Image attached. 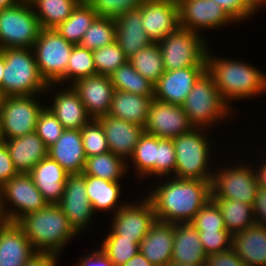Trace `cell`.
<instances>
[{
	"instance_id": "6da1fadb",
	"label": "cell",
	"mask_w": 266,
	"mask_h": 266,
	"mask_svg": "<svg viewBox=\"0 0 266 266\" xmlns=\"http://www.w3.org/2000/svg\"><path fill=\"white\" fill-rule=\"evenodd\" d=\"M152 192V193H151ZM148 199L156 221L165 223L191 222L211 199V181L177 178L156 186Z\"/></svg>"
},
{
	"instance_id": "7a4b0ae2",
	"label": "cell",
	"mask_w": 266,
	"mask_h": 266,
	"mask_svg": "<svg viewBox=\"0 0 266 266\" xmlns=\"http://www.w3.org/2000/svg\"><path fill=\"white\" fill-rule=\"evenodd\" d=\"M29 239L35 252L59 254L77 232L58 204L30 212L16 222Z\"/></svg>"
},
{
	"instance_id": "3957f363",
	"label": "cell",
	"mask_w": 266,
	"mask_h": 266,
	"mask_svg": "<svg viewBox=\"0 0 266 266\" xmlns=\"http://www.w3.org/2000/svg\"><path fill=\"white\" fill-rule=\"evenodd\" d=\"M206 53V71L213 77L219 94L228 104L266 91V74L245 62L218 59ZM217 58V59H216Z\"/></svg>"
},
{
	"instance_id": "277c9868",
	"label": "cell",
	"mask_w": 266,
	"mask_h": 266,
	"mask_svg": "<svg viewBox=\"0 0 266 266\" xmlns=\"http://www.w3.org/2000/svg\"><path fill=\"white\" fill-rule=\"evenodd\" d=\"M5 56L2 93L4 97L34 95L49 90L41 77L32 48H2Z\"/></svg>"
},
{
	"instance_id": "5b68a950",
	"label": "cell",
	"mask_w": 266,
	"mask_h": 266,
	"mask_svg": "<svg viewBox=\"0 0 266 266\" xmlns=\"http://www.w3.org/2000/svg\"><path fill=\"white\" fill-rule=\"evenodd\" d=\"M229 104L219 94L213 77L205 71L193 85L182 104L190 123L195 128L212 126L230 115Z\"/></svg>"
},
{
	"instance_id": "8992f818",
	"label": "cell",
	"mask_w": 266,
	"mask_h": 266,
	"mask_svg": "<svg viewBox=\"0 0 266 266\" xmlns=\"http://www.w3.org/2000/svg\"><path fill=\"white\" fill-rule=\"evenodd\" d=\"M41 29L28 0L0 9V49L32 48Z\"/></svg>"
},
{
	"instance_id": "52a82bcc",
	"label": "cell",
	"mask_w": 266,
	"mask_h": 266,
	"mask_svg": "<svg viewBox=\"0 0 266 266\" xmlns=\"http://www.w3.org/2000/svg\"><path fill=\"white\" fill-rule=\"evenodd\" d=\"M201 128L172 139L176 153L175 176L177 178L211 181L213 173L208 171L209 142Z\"/></svg>"
},
{
	"instance_id": "ba28073f",
	"label": "cell",
	"mask_w": 266,
	"mask_h": 266,
	"mask_svg": "<svg viewBox=\"0 0 266 266\" xmlns=\"http://www.w3.org/2000/svg\"><path fill=\"white\" fill-rule=\"evenodd\" d=\"M73 46L55 29H41L32 49L40 75L47 84L66 81V70Z\"/></svg>"
},
{
	"instance_id": "9c48e42d",
	"label": "cell",
	"mask_w": 266,
	"mask_h": 266,
	"mask_svg": "<svg viewBox=\"0 0 266 266\" xmlns=\"http://www.w3.org/2000/svg\"><path fill=\"white\" fill-rule=\"evenodd\" d=\"M199 33L179 27L158 42L165 71L206 65L207 43Z\"/></svg>"
},
{
	"instance_id": "30bf717a",
	"label": "cell",
	"mask_w": 266,
	"mask_h": 266,
	"mask_svg": "<svg viewBox=\"0 0 266 266\" xmlns=\"http://www.w3.org/2000/svg\"><path fill=\"white\" fill-rule=\"evenodd\" d=\"M34 95L7 96L3 98L0 110V132L2 140L18 138L35 132L40 105Z\"/></svg>"
},
{
	"instance_id": "8fae6325",
	"label": "cell",
	"mask_w": 266,
	"mask_h": 266,
	"mask_svg": "<svg viewBox=\"0 0 266 266\" xmlns=\"http://www.w3.org/2000/svg\"><path fill=\"white\" fill-rule=\"evenodd\" d=\"M0 193L2 209L9 222H17L24 215L43 209L48 205L29 173H17L0 187ZM4 201L12 202L11 204L15 206L16 210L13 208L8 210Z\"/></svg>"
},
{
	"instance_id": "7c38bea8",
	"label": "cell",
	"mask_w": 266,
	"mask_h": 266,
	"mask_svg": "<svg viewBox=\"0 0 266 266\" xmlns=\"http://www.w3.org/2000/svg\"><path fill=\"white\" fill-rule=\"evenodd\" d=\"M221 170L212 176V199L238 200L253 206L259 189L254 169L241 164Z\"/></svg>"
},
{
	"instance_id": "4fadbf2b",
	"label": "cell",
	"mask_w": 266,
	"mask_h": 266,
	"mask_svg": "<svg viewBox=\"0 0 266 266\" xmlns=\"http://www.w3.org/2000/svg\"><path fill=\"white\" fill-rule=\"evenodd\" d=\"M113 215L111 232L107 236H121V239H136L139 243L145 238L156 222L155 212L146 197L136 205H120Z\"/></svg>"
},
{
	"instance_id": "5bb4252c",
	"label": "cell",
	"mask_w": 266,
	"mask_h": 266,
	"mask_svg": "<svg viewBox=\"0 0 266 266\" xmlns=\"http://www.w3.org/2000/svg\"><path fill=\"white\" fill-rule=\"evenodd\" d=\"M193 128L182 105L152 100L144 126L145 133L158 138L174 139Z\"/></svg>"
},
{
	"instance_id": "9a60e30c",
	"label": "cell",
	"mask_w": 266,
	"mask_h": 266,
	"mask_svg": "<svg viewBox=\"0 0 266 266\" xmlns=\"http://www.w3.org/2000/svg\"><path fill=\"white\" fill-rule=\"evenodd\" d=\"M180 27L199 33V29H214L234 20L218 4L211 0H180Z\"/></svg>"
},
{
	"instance_id": "2e32d148",
	"label": "cell",
	"mask_w": 266,
	"mask_h": 266,
	"mask_svg": "<svg viewBox=\"0 0 266 266\" xmlns=\"http://www.w3.org/2000/svg\"><path fill=\"white\" fill-rule=\"evenodd\" d=\"M58 205L78 233L86 229L94 215L86 192L85 177L82 174L68 175L64 192Z\"/></svg>"
},
{
	"instance_id": "e0dca14e",
	"label": "cell",
	"mask_w": 266,
	"mask_h": 266,
	"mask_svg": "<svg viewBox=\"0 0 266 266\" xmlns=\"http://www.w3.org/2000/svg\"><path fill=\"white\" fill-rule=\"evenodd\" d=\"M206 71V65L179 68L165 71L159 81L154 85V99L182 105L193 85Z\"/></svg>"
},
{
	"instance_id": "ac0fdd59",
	"label": "cell",
	"mask_w": 266,
	"mask_h": 266,
	"mask_svg": "<svg viewBox=\"0 0 266 266\" xmlns=\"http://www.w3.org/2000/svg\"><path fill=\"white\" fill-rule=\"evenodd\" d=\"M144 31L152 42H160L179 27V7L167 1L145 2L139 7Z\"/></svg>"
},
{
	"instance_id": "d6986e66",
	"label": "cell",
	"mask_w": 266,
	"mask_h": 266,
	"mask_svg": "<svg viewBox=\"0 0 266 266\" xmlns=\"http://www.w3.org/2000/svg\"><path fill=\"white\" fill-rule=\"evenodd\" d=\"M71 86L77 92L92 119L108 115L115 91L110 76L96 74L81 78Z\"/></svg>"
},
{
	"instance_id": "ffe728a7",
	"label": "cell",
	"mask_w": 266,
	"mask_h": 266,
	"mask_svg": "<svg viewBox=\"0 0 266 266\" xmlns=\"http://www.w3.org/2000/svg\"><path fill=\"white\" fill-rule=\"evenodd\" d=\"M97 120L104 129L109 151L121 158H130L145 132L144 127L110 115L99 117Z\"/></svg>"
},
{
	"instance_id": "44dd1931",
	"label": "cell",
	"mask_w": 266,
	"mask_h": 266,
	"mask_svg": "<svg viewBox=\"0 0 266 266\" xmlns=\"http://www.w3.org/2000/svg\"><path fill=\"white\" fill-rule=\"evenodd\" d=\"M48 156L69 174H82L86 155L81 129H65L60 138L48 148Z\"/></svg>"
},
{
	"instance_id": "7402d4cb",
	"label": "cell",
	"mask_w": 266,
	"mask_h": 266,
	"mask_svg": "<svg viewBox=\"0 0 266 266\" xmlns=\"http://www.w3.org/2000/svg\"><path fill=\"white\" fill-rule=\"evenodd\" d=\"M174 223L156 221L139 244V251L153 266H168L172 261Z\"/></svg>"
},
{
	"instance_id": "603a6c76",
	"label": "cell",
	"mask_w": 266,
	"mask_h": 266,
	"mask_svg": "<svg viewBox=\"0 0 266 266\" xmlns=\"http://www.w3.org/2000/svg\"><path fill=\"white\" fill-rule=\"evenodd\" d=\"M34 252L16 222L7 221L0 227V266H24Z\"/></svg>"
},
{
	"instance_id": "cb8c5ba5",
	"label": "cell",
	"mask_w": 266,
	"mask_h": 266,
	"mask_svg": "<svg viewBox=\"0 0 266 266\" xmlns=\"http://www.w3.org/2000/svg\"><path fill=\"white\" fill-rule=\"evenodd\" d=\"M29 174L48 204L60 202L69 174L59 163L47 156L38 162Z\"/></svg>"
},
{
	"instance_id": "d4e9b609",
	"label": "cell",
	"mask_w": 266,
	"mask_h": 266,
	"mask_svg": "<svg viewBox=\"0 0 266 266\" xmlns=\"http://www.w3.org/2000/svg\"><path fill=\"white\" fill-rule=\"evenodd\" d=\"M3 142L18 173H29L38 162L48 156V147L35 132Z\"/></svg>"
},
{
	"instance_id": "484cf974",
	"label": "cell",
	"mask_w": 266,
	"mask_h": 266,
	"mask_svg": "<svg viewBox=\"0 0 266 266\" xmlns=\"http://www.w3.org/2000/svg\"><path fill=\"white\" fill-rule=\"evenodd\" d=\"M231 248L247 266H266V227L254 223L233 234Z\"/></svg>"
},
{
	"instance_id": "4316f807",
	"label": "cell",
	"mask_w": 266,
	"mask_h": 266,
	"mask_svg": "<svg viewBox=\"0 0 266 266\" xmlns=\"http://www.w3.org/2000/svg\"><path fill=\"white\" fill-rule=\"evenodd\" d=\"M196 227L191 222L174 223V245L171 263L201 264L206 262Z\"/></svg>"
},
{
	"instance_id": "83f0119b",
	"label": "cell",
	"mask_w": 266,
	"mask_h": 266,
	"mask_svg": "<svg viewBox=\"0 0 266 266\" xmlns=\"http://www.w3.org/2000/svg\"><path fill=\"white\" fill-rule=\"evenodd\" d=\"M116 41L129 59L152 41L144 31L141 10H131L115 18Z\"/></svg>"
},
{
	"instance_id": "f1b7e54d",
	"label": "cell",
	"mask_w": 266,
	"mask_h": 266,
	"mask_svg": "<svg viewBox=\"0 0 266 266\" xmlns=\"http://www.w3.org/2000/svg\"><path fill=\"white\" fill-rule=\"evenodd\" d=\"M54 97L51 107L48 108L64 129H82L92 120L77 92L71 86Z\"/></svg>"
},
{
	"instance_id": "f546056e",
	"label": "cell",
	"mask_w": 266,
	"mask_h": 266,
	"mask_svg": "<svg viewBox=\"0 0 266 266\" xmlns=\"http://www.w3.org/2000/svg\"><path fill=\"white\" fill-rule=\"evenodd\" d=\"M154 98L115 90L108 115L140 126H145Z\"/></svg>"
},
{
	"instance_id": "4dcf8cb0",
	"label": "cell",
	"mask_w": 266,
	"mask_h": 266,
	"mask_svg": "<svg viewBox=\"0 0 266 266\" xmlns=\"http://www.w3.org/2000/svg\"><path fill=\"white\" fill-rule=\"evenodd\" d=\"M42 29H54L63 23L82 0H28ZM36 7V8H34ZM37 9V11H36Z\"/></svg>"
},
{
	"instance_id": "1f68e13d",
	"label": "cell",
	"mask_w": 266,
	"mask_h": 266,
	"mask_svg": "<svg viewBox=\"0 0 266 266\" xmlns=\"http://www.w3.org/2000/svg\"><path fill=\"white\" fill-rule=\"evenodd\" d=\"M97 17V12L85 0H82L72 14L54 29L69 43L79 45L85 31Z\"/></svg>"
},
{
	"instance_id": "d6a6232c",
	"label": "cell",
	"mask_w": 266,
	"mask_h": 266,
	"mask_svg": "<svg viewBox=\"0 0 266 266\" xmlns=\"http://www.w3.org/2000/svg\"><path fill=\"white\" fill-rule=\"evenodd\" d=\"M85 177L86 192L92 205L93 212L97 210H112L118 207L120 195L119 182L104 180L102 178L83 175Z\"/></svg>"
},
{
	"instance_id": "836d02e7",
	"label": "cell",
	"mask_w": 266,
	"mask_h": 266,
	"mask_svg": "<svg viewBox=\"0 0 266 266\" xmlns=\"http://www.w3.org/2000/svg\"><path fill=\"white\" fill-rule=\"evenodd\" d=\"M220 208L226 230L237 234L256 223L253 206L238 200L212 199Z\"/></svg>"
},
{
	"instance_id": "e575fe53",
	"label": "cell",
	"mask_w": 266,
	"mask_h": 266,
	"mask_svg": "<svg viewBox=\"0 0 266 266\" xmlns=\"http://www.w3.org/2000/svg\"><path fill=\"white\" fill-rule=\"evenodd\" d=\"M125 160L112 152L87 157L82 175H89L104 180L120 182L127 168Z\"/></svg>"
},
{
	"instance_id": "d590c367",
	"label": "cell",
	"mask_w": 266,
	"mask_h": 266,
	"mask_svg": "<svg viewBox=\"0 0 266 266\" xmlns=\"http://www.w3.org/2000/svg\"><path fill=\"white\" fill-rule=\"evenodd\" d=\"M109 76L114 90L154 98V84L138 73L129 61Z\"/></svg>"
},
{
	"instance_id": "8d00e7d4",
	"label": "cell",
	"mask_w": 266,
	"mask_h": 266,
	"mask_svg": "<svg viewBox=\"0 0 266 266\" xmlns=\"http://www.w3.org/2000/svg\"><path fill=\"white\" fill-rule=\"evenodd\" d=\"M128 61L138 73L154 85L165 72L162 53L157 42H152L139 50Z\"/></svg>"
},
{
	"instance_id": "74e56055",
	"label": "cell",
	"mask_w": 266,
	"mask_h": 266,
	"mask_svg": "<svg viewBox=\"0 0 266 266\" xmlns=\"http://www.w3.org/2000/svg\"><path fill=\"white\" fill-rule=\"evenodd\" d=\"M130 158L140 176H157V137L144 132Z\"/></svg>"
},
{
	"instance_id": "f35d334b",
	"label": "cell",
	"mask_w": 266,
	"mask_h": 266,
	"mask_svg": "<svg viewBox=\"0 0 266 266\" xmlns=\"http://www.w3.org/2000/svg\"><path fill=\"white\" fill-rule=\"evenodd\" d=\"M116 41L115 18L98 16L85 31L80 46L95 50Z\"/></svg>"
},
{
	"instance_id": "ab89813d",
	"label": "cell",
	"mask_w": 266,
	"mask_h": 266,
	"mask_svg": "<svg viewBox=\"0 0 266 266\" xmlns=\"http://www.w3.org/2000/svg\"><path fill=\"white\" fill-rule=\"evenodd\" d=\"M96 74L92 50L86 49L80 45H74L68 60L66 80H71L72 84L81 78Z\"/></svg>"
},
{
	"instance_id": "60d3db41",
	"label": "cell",
	"mask_w": 266,
	"mask_h": 266,
	"mask_svg": "<svg viewBox=\"0 0 266 266\" xmlns=\"http://www.w3.org/2000/svg\"><path fill=\"white\" fill-rule=\"evenodd\" d=\"M139 244L136 239L107 236L102 243L101 251L114 266H121L139 252Z\"/></svg>"
},
{
	"instance_id": "b9f144b4",
	"label": "cell",
	"mask_w": 266,
	"mask_h": 266,
	"mask_svg": "<svg viewBox=\"0 0 266 266\" xmlns=\"http://www.w3.org/2000/svg\"><path fill=\"white\" fill-rule=\"evenodd\" d=\"M97 74H112L119 66L125 64L128 58L117 41L92 51Z\"/></svg>"
},
{
	"instance_id": "7bdbcfd3",
	"label": "cell",
	"mask_w": 266,
	"mask_h": 266,
	"mask_svg": "<svg viewBox=\"0 0 266 266\" xmlns=\"http://www.w3.org/2000/svg\"><path fill=\"white\" fill-rule=\"evenodd\" d=\"M81 134L86 158L109 151L104 129L97 119H92L87 123L81 129Z\"/></svg>"
},
{
	"instance_id": "ee69618b",
	"label": "cell",
	"mask_w": 266,
	"mask_h": 266,
	"mask_svg": "<svg viewBox=\"0 0 266 266\" xmlns=\"http://www.w3.org/2000/svg\"><path fill=\"white\" fill-rule=\"evenodd\" d=\"M64 127L48 107H44L40 112L35 127V133L42 139L49 148L62 135Z\"/></svg>"
},
{
	"instance_id": "f6af8a7d",
	"label": "cell",
	"mask_w": 266,
	"mask_h": 266,
	"mask_svg": "<svg viewBox=\"0 0 266 266\" xmlns=\"http://www.w3.org/2000/svg\"><path fill=\"white\" fill-rule=\"evenodd\" d=\"M191 223L196 230L227 231L221 210L212 199L198 211Z\"/></svg>"
},
{
	"instance_id": "bcb514c9",
	"label": "cell",
	"mask_w": 266,
	"mask_h": 266,
	"mask_svg": "<svg viewBox=\"0 0 266 266\" xmlns=\"http://www.w3.org/2000/svg\"><path fill=\"white\" fill-rule=\"evenodd\" d=\"M102 17L116 18L138 9L145 0H85Z\"/></svg>"
},
{
	"instance_id": "7dc6e473",
	"label": "cell",
	"mask_w": 266,
	"mask_h": 266,
	"mask_svg": "<svg viewBox=\"0 0 266 266\" xmlns=\"http://www.w3.org/2000/svg\"><path fill=\"white\" fill-rule=\"evenodd\" d=\"M175 169L176 153L173 140L157 137V175L167 176L171 175L170 172L175 174Z\"/></svg>"
},
{
	"instance_id": "c3c4849f",
	"label": "cell",
	"mask_w": 266,
	"mask_h": 266,
	"mask_svg": "<svg viewBox=\"0 0 266 266\" xmlns=\"http://www.w3.org/2000/svg\"><path fill=\"white\" fill-rule=\"evenodd\" d=\"M197 231L207 256L231 248L232 235L228 231Z\"/></svg>"
},
{
	"instance_id": "681fc988",
	"label": "cell",
	"mask_w": 266,
	"mask_h": 266,
	"mask_svg": "<svg viewBox=\"0 0 266 266\" xmlns=\"http://www.w3.org/2000/svg\"><path fill=\"white\" fill-rule=\"evenodd\" d=\"M222 7L225 12L236 22L247 19L257 7L250 0H211ZM247 17V18H246Z\"/></svg>"
},
{
	"instance_id": "f907efd6",
	"label": "cell",
	"mask_w": 266,
	"mask_h": 266,
	"mask_svg": "<svg viewBox=\"0 0 266 266\" xmlns=\"http://www.w3.org/2000/svg\"><path fill=\"white\" fill-rule=\"evenodd\" d=\"M207 266H247L233 251L232 248L208 255L206 258Z\"/></svg>"
},
{
	"instance_id": "816d5d0a",
	"label": "cell",
	"mask_w": 266,
	"mask_h": 266,
	"mask_svg": "<svg viewBox=\"0 0 266 266\" xmlns=\"http://www.w3.org/2000/svg\"><path fill=\"white\" fill-rule=\"evenodd\" d=\"M17 173L13 166L9 150L3 142L0 145V187Z\"/></svg>"
},
{
	"instance_id": "f5cc1de1",
	"label": "cell",
	"mask_w": 266,
	"mask_h": 266,
	"mask_svg": "<svg viewBox=\"0 0 266 266\" xmlns=\"http://www.w3.org/2000/svg\"><path fill=\"white\" fill-rule=\"evenodd\" d=\"M255 221L266 227V190L259 188L253 203Z\"/></svg>"
},
{
	"instance_id": "db71d44e",
	"label": "cell",
	"mask_w": 266,
	"mask_h": 266,
	"mask_svg": "<svg viewBox=\"0 0 266 266\" xmlns=\"http://www.w3.org/2000/svg\"><path fill=\"white\" fill-rule=\"evenodd\" d=\"M57 256L51 252H34L24 266H56Z\"/></svg>"
},
{
	"instance_id": "11a10c76",
	"label": "cell",
	"mask_w": 266,
	"mask_h": 266,
	"mask_svg": "<svg viewBox=\"0 0 266 266\" xmlns=\"http://www.w3.org/2000/svg\"><path fill=\"white\" fill-rule=\"evenodd\" d=\"M77 266H114L101 250L88 254Z\"/></svg>"
},
{
	"instance_id": "9f6ffc18",
	"label": "cell",
	"mask_w": 266,
	"mask_h": 266,
	"mask_svg": "<svg viewBox=\"0 0 266 266\" xmlns=\"http://www.w3.org/2000/svg\"><path fill=\"white\" fill-rule=\"evenodd\" d=\"M121 266H153L150 261L139 251L130 260Z\"/></svg>"
},
{
	"instance_id": "6f0895ef",
	"label": "cell",
	"mask_w": 266,
	"mask_h": 266,
	"mask_svg": "<svg viewBox=\"0 0 266 266\" xmlns=\"http://www.w3.org/2000/svg\"><path fill=\"white\" fill-rule=\"evenodd\" d=\"M257 172H255V174L259 188L266 190V163H263V165H261V168L258 169Z\"/></svg>"
},
{
	"instance_id": "680465c9",
	"label": "cell",
	"mask_w": 266,
	"mask_h": 266,
	"mask_svg": "<svg viewBox=\"0 0 266 266\" xmlns=\"http://www.w3.org/2000/svg\"><path fill=\"white\" fill-rule=\"evenodd\" d=\"M5 67V56L4 53L0 50V91L2 92V79H3V70Z\"/></svg>"
},
{
	"instance_id": "91938a15",
	"label": "cell",
	"mask_w": 266,
	"mask_h": 266,
	"mask_svg": "<svg viewBox=\"0 0 266 266\" xmlns=\"http://www.w3.org/2000/svg\"><path fill=\"white\" fill-rule=\"evenodd\" d=\"M22 0H0V9L11 7L20 3Z\"/></svg>"
},
{
	"instance_id": "94428289",
	"label": "cell",
	"mask_w": 266,
	"mask_h": 266,
	"mask_svg": "<svg viewBox=\"0 0 266 266\" xmlns=\"http://www.w3.org/2000/svg\"><path fill=\"white\" fill-rule=\"evenodd\" d=\"M7 222V219L4 215L1 203V193H0V227L3 226Z\"/></svg>"
},
{
	"instance_id": "6125c7cd",
	"label": "cell",
	"mask_w": 266,
	"mask_h": 266,
	"mask_svg": "<svg viewBox=\"0 0 266 266\" xmlns=\"http://www.w3.org/2000/svg\"><path fill=\"white\" fill-rule=\"evenodd\" d=\"M168 266H207V265L205 262V263H201V264H190V265H188V264L179 265V264L171 263Z\"/></svg>"
},
{
	"instance_id": "be15d7a7",
	"label": "cell",
	"mask_w": 266,
	"mask_h": 266,
	"mask_svg": "<svg viewBox=\"0 0 266 266\" xmlns=\"http://www.w3.org/2000/svg\"><path fill=\"white\" fill-rule=\"evenodd\" d=\"M258 9L261 6V0H250Z\"/></svg>"
},
{
	"instance_id": "e7e4bbea",
	"label": "cell",
	"mask_w": 266,
	"mask_h": 266,
	"mask_svg": "<svg viewBox=\"0 0 266 266\" xmlns=\"http://www.w3.org/2000/svg\"><path fill=\"white\" fill-rule=\"evenodd\" d=\"M150 1H167V2H171V3H175V4H179L180 0H150Z\"/></svg>"
},
{
	"instance_id": "03108f58",
	"label": "cell",
	"mask_w": 266,
	"mask_h": 266,
	"mask_svg": "<svg viewBox=\"0 0 266 266\" xmlns=\"http://www.w3.org/2000/svg\"><path fill=\"white\" fill-rule=\"evenodd\" d=\"M3 98H4V95H3V93L0 91V110H1V105H2Z\"/></svg>"
},
{
	"instance_id": "003e7915",
	"label": "cell",
	"mask_w": 266,
	"mask_h": 266,
	"mask_svg": "<svg viewBox=\"0 0 266 266\" xmlns=\"http://www.w3.org/2000/svg\"><path fill=\"white\" fill-rule=\"evenodd\" d=\"M262 4H264V6L266 5V0H261V7L263 6Z\"/></svg>"
},
{
	"instance_id": "a7ac6f4b",
	"label": "cell",
	"mask_w": 266,
	"mask_h": 266,
	"mask_svg": "<svg viewBox=\"0 0 266 266\" xmlns=\"http://www.w3.org/2000/svg\"><path fill=\"white\" fill-rule=\"evenodd\" d=\"M3 143L1 132H0V145Z\"/></svg>"
}]
</instances>
